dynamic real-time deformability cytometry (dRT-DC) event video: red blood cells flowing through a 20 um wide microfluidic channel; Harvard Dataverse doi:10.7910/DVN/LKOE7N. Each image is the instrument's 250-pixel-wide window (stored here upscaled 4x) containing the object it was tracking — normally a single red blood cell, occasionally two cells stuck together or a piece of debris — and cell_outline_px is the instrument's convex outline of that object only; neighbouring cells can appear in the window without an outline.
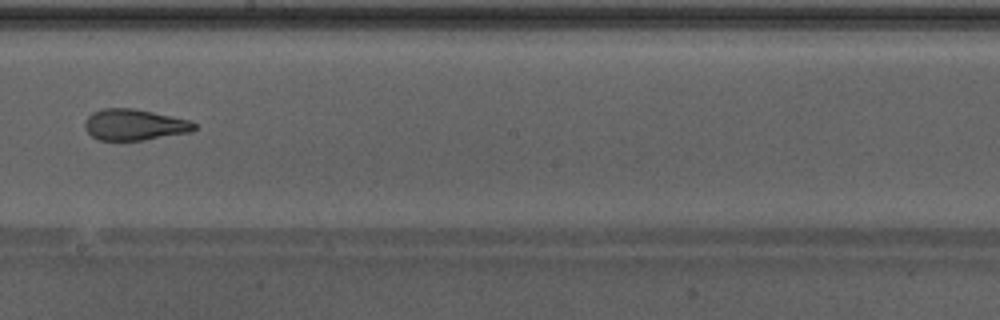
{"species": "Egyptian fruit bat (a non-hibernating species)", "species_latin": "Rousettus aegyptiacus", "temperature_condition": "warm", "stored_images_in_passage": 48, "camera_frame_rate_fps": 3000, "um_per_image_px": 0.085, "animal": {"sex": "male"}, "frame": {"image": 1, "passage_image": 28, "time_ms": 9.0, "image_size_px": [1000, 320], "cell_outline_px": [[196, 128], [192, 132], [144, 140], [100, 140], [92, 136], [84, 128], [84, 120], [92, 112], [104, 108], [136, 108], [172, 116], [188, 120], [196, 124]], "centroid_in_image_um": [11.42, 10.6], "position_along_channel_um": 236.8, "area_um2": 20.0}, "authors_computed_cell_mechanics": {"area_um2": 22.4264, "velocity_mm_per_s": 4.3119, "shape_relaxation_time_tau1_ms": null, "shape_relaxation_time_tau2_ms": 1.7154, "deformation_change_tau1": null, "deformation_change_tau2": 0.1087}}